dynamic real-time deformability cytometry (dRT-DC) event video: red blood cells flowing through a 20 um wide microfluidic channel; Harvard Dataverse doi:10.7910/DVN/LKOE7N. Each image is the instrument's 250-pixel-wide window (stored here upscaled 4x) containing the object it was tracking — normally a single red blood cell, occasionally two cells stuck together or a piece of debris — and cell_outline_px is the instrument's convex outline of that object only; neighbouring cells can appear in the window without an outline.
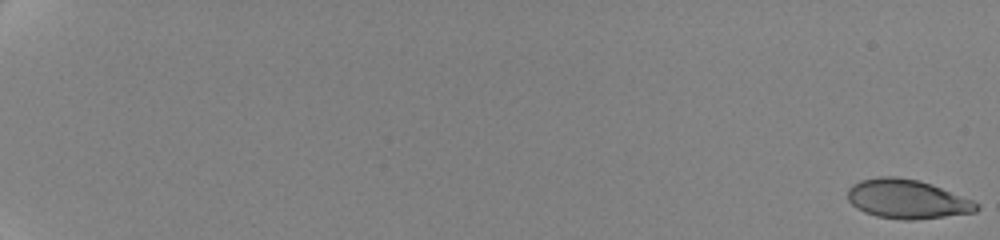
{"species": "human", "species_latin": "Homo sapiens", "temperature_condition": "cold", "stored_images_in_passage": 18, "camera_frame_rate_fps": 3000, "um_per_image_px": 0.085, "donor": {"sex": "female"}, "frame": {"image": 1, "passage_image": 1, "time_ms": 0.0, "image_size_px": [1000, 240], "cell_outline_px": [[980, 208], [976, 212], [916, 220], [904, 220], [876, 216], [864, 212], [856, 208], [848, 200], [848, 188], [852, 184], [860, 180], [880, 176], [896, 176], [920, 180], [932, 184], [972, 200], [980, 204]], "centroid_in_image_um": [77.1, 16.92], "position_along_channel_um": 7.9, "area_um2": 29.59}}
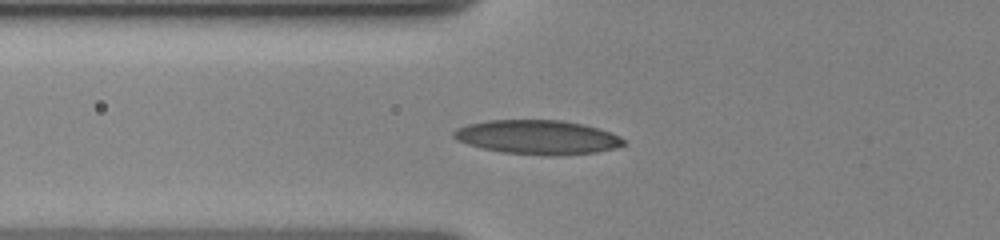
{"frame": {"image": 2, "passage_image": 16, "time_ms": 8.667, "image_size_px": [1000, 240], "cell_outline_px": [[624, 144], [616, 148], [596, 152], [552, 156], [544, 156], [504, 152], [484, 148], [468, 144], [456, 140], [452, 136], [452, 132], [456, 128], [468, 124], [488, 120], [560, 120], [584, 124], [620, 136], [624, 140]], "centroid_in_image_um": [45.67, 11.66], "position_along_channel_um": 80.1, "area_um2": 33.76}}
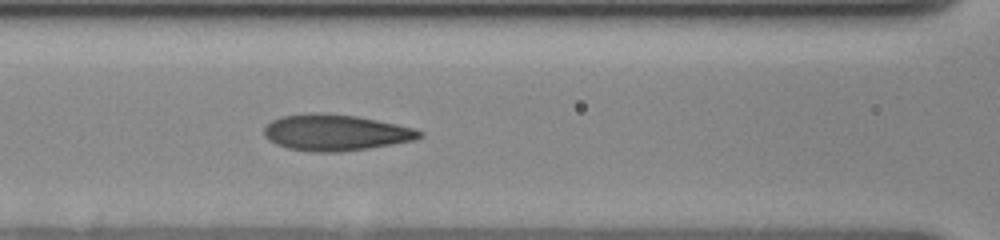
{"frame": {"image": 3, "passage_image": 18, "time_ms": 10.333, "image_size_px": [1000, 240], "cell_outline_px": [[424, 136], [416, 140], [368, 148], [336, 152], [312, 152], [288, 148], [276, 144], [268, 140], [264, 136], [264, 128], [272, 120], [280, 116], [316, 112], [324, 112], [356, 116], [416, 128], [424, 132]], "centroid_in_image_um": [28.53, 11.26], "position_along_channel_um": 138.1, "area_um2": 32.95}}